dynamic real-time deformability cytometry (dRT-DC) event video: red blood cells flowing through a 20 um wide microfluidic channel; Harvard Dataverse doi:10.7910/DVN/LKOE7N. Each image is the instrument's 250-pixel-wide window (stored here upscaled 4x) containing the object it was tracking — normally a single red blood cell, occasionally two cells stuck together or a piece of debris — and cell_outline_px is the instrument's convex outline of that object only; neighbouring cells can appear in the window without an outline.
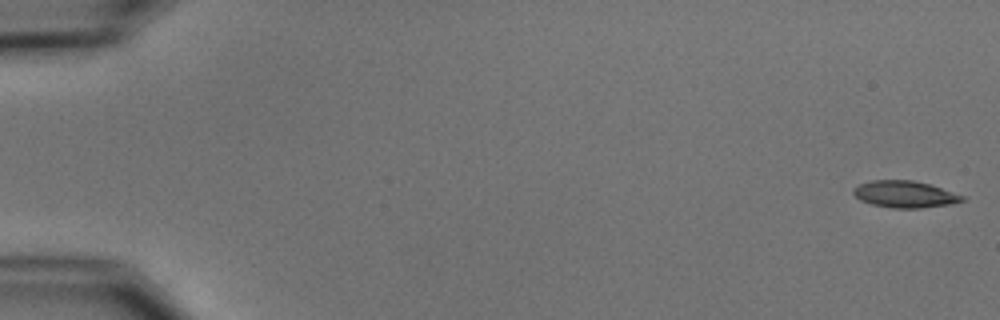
{"species": "common noctule bat (a hibernating species)", "species_latin": "Nyctalus noctula", "temperature_condition": "cold", "stored_images_in_passage": 5, "camera_frame_rate_fps": 3000, "um_per_image_px": 0.085, "animal": {"sex": "male", "body_mass_g": 15.6}, "frame": {"image": 1, "passage_image": 1, "time_ms": 0.0, "image_size_px": [1000, 320], "cell_outline_px": [[968, 196], [964, 200], [948, 204], [920, 208], [892, 208], [872, 204], [860, 200], [852, 192], [852, 188], [860, 184], [872, 180], [912, 180], [928, 184]], "centroid_in_image_um": [76.91, 16.51], "position_along_channel_um": 8.1, "area_um2": 16.94}}
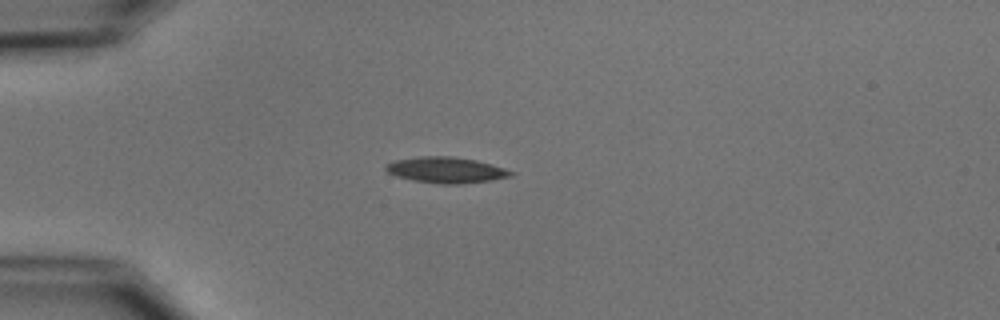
{"frame": {"image": 2, "passage_image": 5, "time_ms": 4.667, "image_size_px": [1000, 320], "cell_outline_px": [[516, 172], [512, 176], [492, 180], [460, 184], [444, 184], [412, 180], [396, 176], [388, 172], [384, 168], [384, 164], [396, 160], [420, 156], [452, 156], [476, 160], [492, 164]], "centroid_in_image_um": [37.93, 14.45], "position_along_channel_um": 47.1, "area_um2": 18.96}}